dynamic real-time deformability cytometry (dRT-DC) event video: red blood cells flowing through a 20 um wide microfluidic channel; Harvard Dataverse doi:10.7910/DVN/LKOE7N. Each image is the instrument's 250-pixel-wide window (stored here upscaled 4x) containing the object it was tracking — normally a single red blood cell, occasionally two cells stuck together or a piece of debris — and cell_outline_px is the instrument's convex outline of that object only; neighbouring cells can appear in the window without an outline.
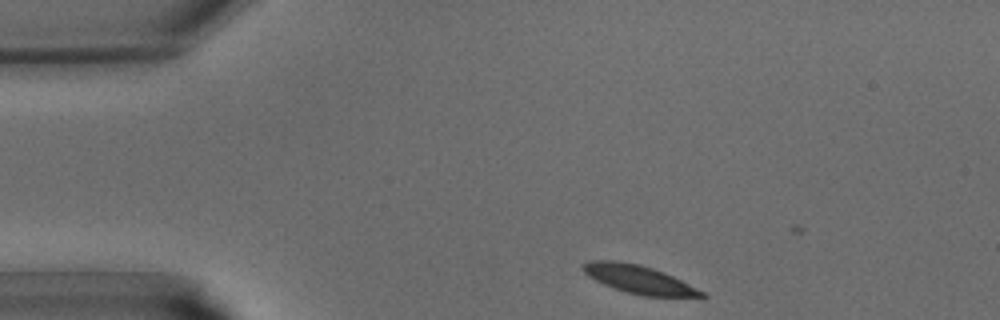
{"species": "common noctule bat (a hibernating species)", "species_latin": "Nyctalus noctula", "temperature_condition": "warm", "stored_images_in_passage": 5, "camera_frame_rate_fps": 3000, "um_per_image_px": 0.085, "animal": {"sex": "male", "body_mass_g": 15.6}, "frame": {"image": 1, "passage_image": 1, "time_ms": 0.0, "image_size_px": [1000, 320], "cell_outline_px": [[708, 296], [704, 300], [644, 296], [628, 292], [604, 284], [588, 276], [580, 268], [580, 264], [592, 260], [616, 260], [640, 264], [664, 272], [704, 292]], "centroid_in_image_um": [54.41, 23.79], "position_along_channel_um": 30.6, "area_um2": 20.11}}